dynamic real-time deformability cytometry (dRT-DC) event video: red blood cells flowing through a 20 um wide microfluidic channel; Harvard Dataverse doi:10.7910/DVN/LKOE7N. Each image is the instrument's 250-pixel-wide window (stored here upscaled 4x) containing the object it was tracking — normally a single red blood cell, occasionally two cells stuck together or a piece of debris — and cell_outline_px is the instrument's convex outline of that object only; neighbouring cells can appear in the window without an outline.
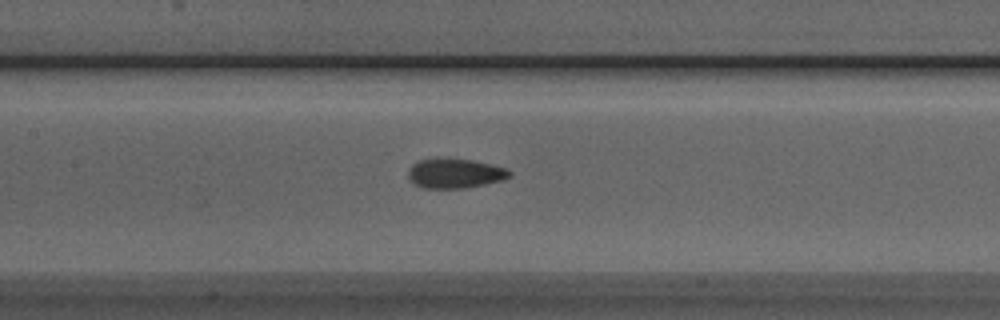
{"species": "Egyptian fruit bat (a non-hibernating species)", "species_latin": "Rousettus aegyptiacus", "temperature_condition": "room temperature", "stored_images_in_passage": 17, "camera_frame_rate_fps": 3000, "um_per_image_px": 0.085, "animal": {"sex": "male"}, "frame": {"image": 1, "passage_image": 15, "time_ms": 4.667, "image_size_px": [1000, 320], "cell_outline_px": [[512, 176], [504, 180], [464, 188], [420, 188], [412, 184], [408, 176], [408, 168], [412, 164], [420, 160], [436, 156], [472, 160], [492, 164], [508, 168], [512, 172]], "centroid_in_image_um": [38.65, 14.71], "position_along_channel_um": 168.7, "area_um2": 18.15}}